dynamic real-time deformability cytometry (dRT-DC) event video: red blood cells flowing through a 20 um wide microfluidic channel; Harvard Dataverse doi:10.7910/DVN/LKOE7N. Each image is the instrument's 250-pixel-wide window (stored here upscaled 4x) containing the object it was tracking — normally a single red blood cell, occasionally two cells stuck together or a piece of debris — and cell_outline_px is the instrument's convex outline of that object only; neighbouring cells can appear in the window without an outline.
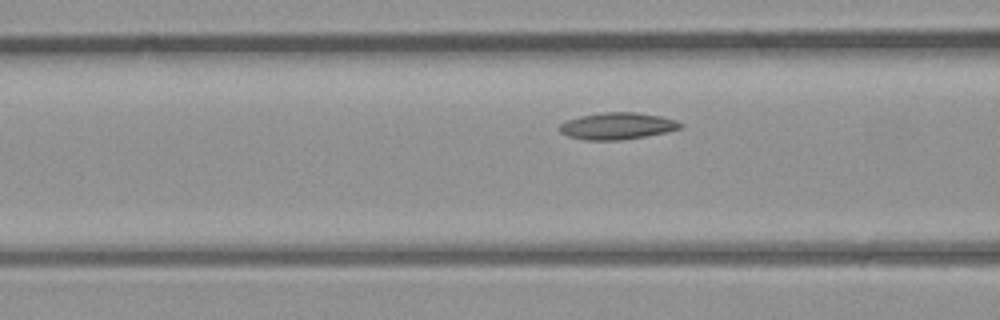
{"species": "common noctule bat (a hibernating species)", "species_latin": "Nyctalus noctula", "temperature_condition": "room temperature", "stored_images_in_passage": 6, "segment_of_instrument_passage": [2, 2], "camera_frame_rate_fps": 3000, "um_per_image_px": 0.085, "animal": {"sex": "male", "body_mass_g": 23.1, "forearm_length_mm": 52.7}, "frame": {"image": 1, "passage_image": 6, "time_ms": 6.667, "image_size_px": [1000, 320], "cell_outline_px": [[684, 124], [680, 128], [668, 132], [620, 140], [584, 140], [568, 136], [560, 132], [556, 128], [560, 124], [568, 120], [580, 116], [600, 112], [636, 112], [660, 116], [676, 120]], "centroid_in_image_um": [52.45, 10.7], "position_along_channel_um": 114.2, "area_um2": 18.96}}